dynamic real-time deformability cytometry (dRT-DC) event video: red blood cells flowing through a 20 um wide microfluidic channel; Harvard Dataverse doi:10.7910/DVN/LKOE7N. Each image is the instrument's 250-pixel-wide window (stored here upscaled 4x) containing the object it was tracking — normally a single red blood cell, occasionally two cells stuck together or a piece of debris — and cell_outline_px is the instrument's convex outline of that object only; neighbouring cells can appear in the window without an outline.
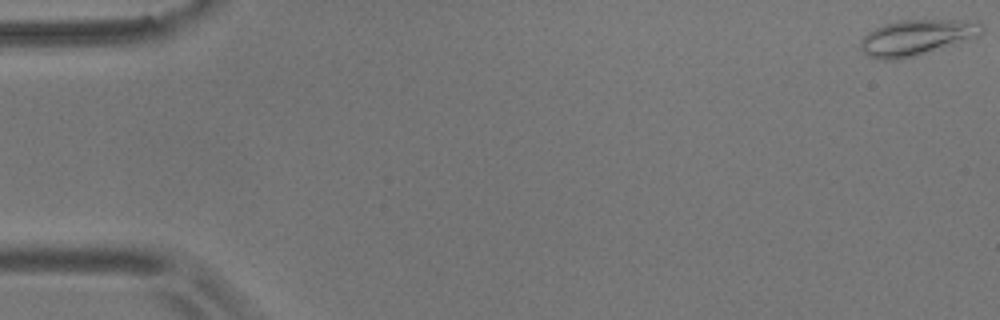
{"species": "common noctule bat (a hibernating species)", "species_latin": "Nyctalus noctula", "temperature_condition": "room temperature", "stored_images_in_passage": 56, "camera_frame_rate_fps": 3000, "um_per_image_px": 0.085, "animal": {"sex": "male", "body_mass_g": 17.9}, "frame": {"image": 1, "passage_image": 1, "time_ms": 0.0, "image_size_px": [1000, 320], "cell_outline_px": [[984, 28], [980, 36], [900, 60], [880, 60], [868, 56], [860, 48], [860, 40], [868, 32], [884, 24], [900, 20], [976, 20]], "centroid_in_image_um": [77.9, 3.18], "position_along_channel_um": 7.1, "area_um2": 25.14}}
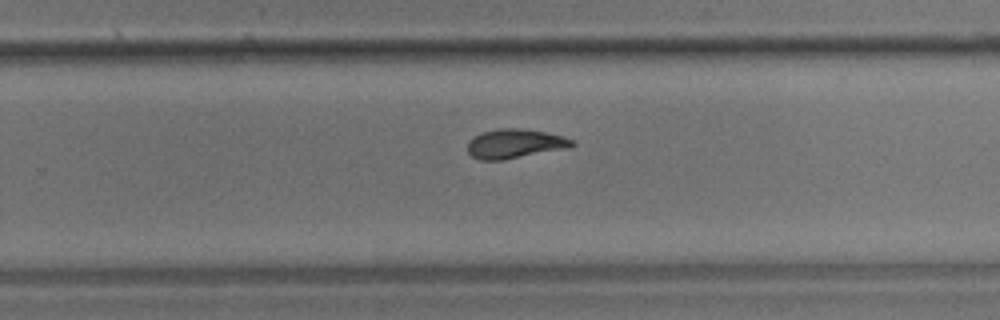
{"frame": {"image": 2, "passage_image": 36, "time_ms": 11.667, "image_size_px": [1000, 320], "cell_outline_px": [[576, 144], [568, 148], [504, 160], [480, 160], [472, 156], [468, 152], [468, 140], [484, 132], [500, 128], [512, 128], [544, 132], [564, 136], [572, 140]], "centroid_in_image_um": [43.77, 12.23], "position_along_channel_um": 286.0, "area_um2": 17.63}}
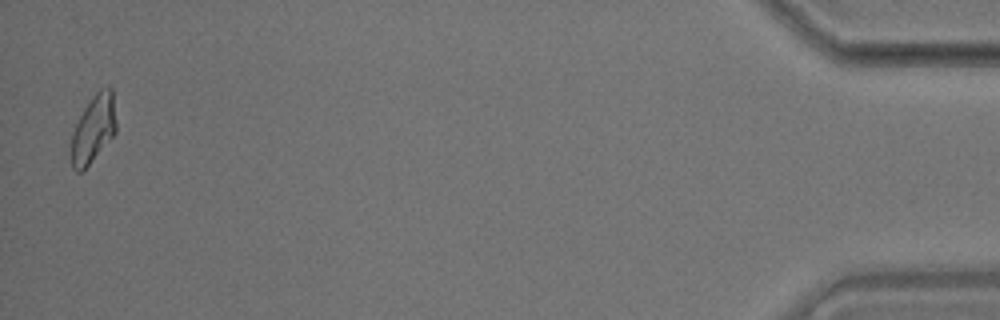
{"frame": {"image": 3, "passage_image": 55, "time_ms": 18.0, "image_size_px": [1000, 320], "cell_outline_px": [[116, 132], [84, 172], [76, 172], [72, 168], [68, 152], [72, 132], [84, 108], [92, 96], [100, 88], [112, 88], [116, 124]], "centroid_in_image_um": [7.89, 11.04], "position_along_channel_um": 427.3, "area_um2": 18.21}, "authors_computed_cell_mechanics": {"area_um2": 18.0336, "velocity_mm_per_s": 3.6264, "shape_relaxation_time_tau1_ms": 4.8326, "shape_relaxation_time_tau2_ms": 1.7654, "deformation_change_tau1": 0.1564, "deformation_change_tau2": 0.0722}}